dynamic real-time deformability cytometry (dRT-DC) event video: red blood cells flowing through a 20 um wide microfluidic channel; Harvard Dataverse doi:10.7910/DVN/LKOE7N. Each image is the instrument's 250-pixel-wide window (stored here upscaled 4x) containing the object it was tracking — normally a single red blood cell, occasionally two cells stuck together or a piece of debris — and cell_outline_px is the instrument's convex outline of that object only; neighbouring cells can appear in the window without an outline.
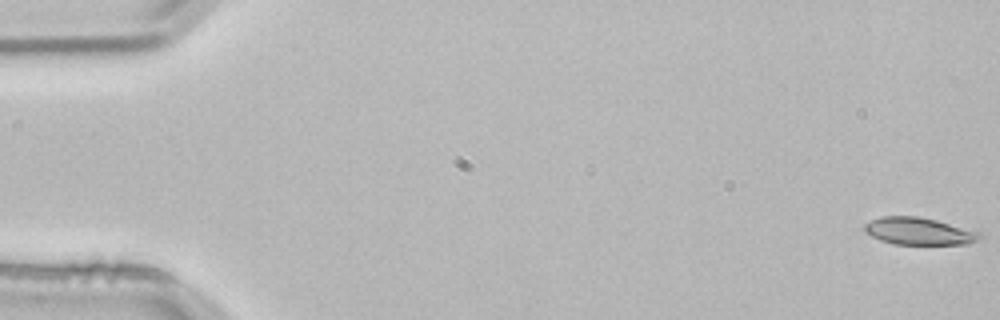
{"species": "common noctule bat (a hibernating species)", "species_latin": "Nyctalus noctula", "temperature_condition": "room temperature", "stored_images_in_passage": 3, "camera_frame_rate_fps": 3000, "um_per_image_px": 0.085, "animal": {"sex": "male", "body_mass_g": 21.5, "forearm_length_mm": 52.0}, "frame": {"image": 1, "passage_image": 1, "time_ms": 0.0, "image_size_px": [1000, 320], "cell_outline_px": [[984, 236], [968, 244], [892, 244], [880, 240], [864, 232], [864, 224], [880, 216], [920, 216], [936, 220], [980, 232]], "centroid_in_image_um": [78.09, 19.65], "position_along_channel_um": 6.9, "area_um2": 18.32}}
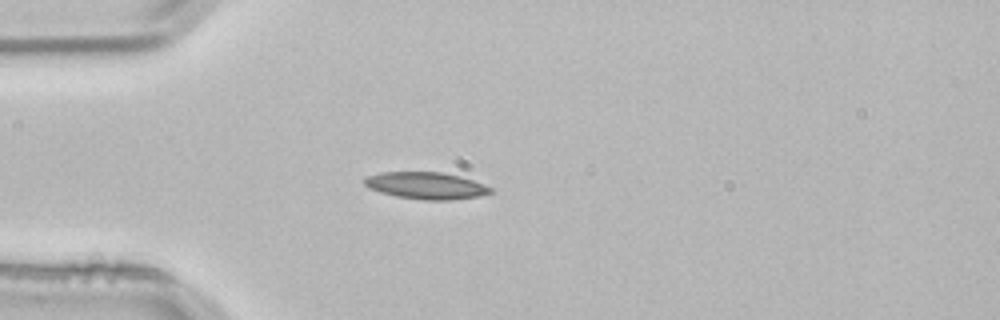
{"frame": {"image": 2, "passage_image": 3, "time_ms": 0.667, "image_size_px": [1000, 320], "cell_outline_px": [[496, 192], [480, 196], [452, 200], [424, 200], [396, 196], [380, 192], [368, 188], [360, 180], [364, 176], [380, 172], [440, 172], [460, 176], [484, 184], [492, 188]], "centroid_in_image_um": [36.19, 15.77], "position_along_channel_um": 48.8, "area_um2": 20.11}}